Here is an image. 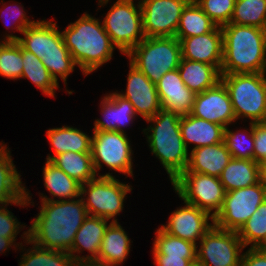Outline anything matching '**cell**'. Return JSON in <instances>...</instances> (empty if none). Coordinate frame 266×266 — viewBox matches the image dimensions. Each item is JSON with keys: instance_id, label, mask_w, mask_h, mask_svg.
Instances as JSON below:
<instances>
[{"instance_id": "32", "label": "cell", "mask_w": 266, "mask_h": 266, "mask_svg": "<svg viewBox=\"0 0 266 266\" xmlns=\"http://www.w3.org/2000/svg\"><path fill=\"white\" fill-rule=\"evenodd\" d=\"M51 162L80 184L87 183L97 176L91 153L68 151L56 156Z\"/></svg>"}, {"instance_id": "9", "label": "cell", "mask_w": 266, "mask_h": 266, "mask_svg": "<svg viewBox=\"0 0 266 266\" xmlns=\"http://www.w3.org/2000/svg\"><path fill=\"white\" fill-rule=\"evenodd\" d=\"M91 143V157L96 175L114 176L110 170L119 172L127 177L133 174V150L128 134L117 131H93ZM109 172L101 174L104 166Z\"/></svg>"}, {"instance_id": "43", "label": "cell", "mask_w": 266, "mask_h": 266, "mask_svg": "<svg viewBox=\"0 0 266 266\" xmlns=\"http://www.w3.org/2000/svg\"><path fill=\"white\" fill-rule=\"evenodd\" d=\"M156 266H192L197 259H185L183 256L153 255Z\"/></svg>"}, {"instance_id": "25", "label": "cell", "mask_w": 266, "mask_h": 266, "mask_svg": "<svg viewBox=\"0 0 266 266\" xmlns=\"http://www.w3.org/2000/svg\"><path fill=\"white\" fill-rule=\"evenodd\" d=\"M9 146L0 142V207L25 196V183L14 165Z\"/></svg>"}, {"instance_id": "39", "label": "cell", "mask_w": 266, "mask_h": 266, "mask_svg": "<svg viewBox=\"0 0 266 266\" xmlns=\"http://www.w3.org/2000/svg\"><path fill=\"white\" fill-rule=\"evenodd\" d=\"M31 195V196H30ZM31 191L25 188V196L18 200L17 202H13L10 204H5L0 207V236L9 238V239H17V235L23 230L26 225L25 223L21 224L14 214L7 209V206H20V207H27L29 205L34 207V200L32 199ZM32 203V204H31ZM24 225V226H23Z\"/></svg>"}, {"instance_id": "29", "label": "cell", "mask_w": 266, "mask_h": 266, "mask_svg": "<svg viewBox=\"0 0 266 266\" xmlns=\"http://www.w3.org/2000/svg\"><path fill=\"white\" fill-rule=\"evenodd\" d=\"M260 164L254 160L232 158L219 179L226 192L259 183Z\"/></svg>"}, {"instance_id": "49", "label": "cell", "mask_w": 266, "mask_h": 266, "mask_svg": "<svg viewBox=\"0 0 266 266\" xmlns=\"http://www.w3.org/2000/svg\"><path fill=\"white\" fill-rule=\"evenodd\" d=\"M266 257V246L256 247Z\"/></svg>"}, {"instance_id": "47", "label": "cell", "mask_w": 266, "mask_h": 266, "mask_svg": "<svg viewBox=\"0 0 266 266\" xmlns=\"http://www.w3.org/2000/svg\"><path fill=\"white\" fill-rule=\"evenodd\" d=\"M259 182L266 190V162L260 163Z\"/></svg>"}, {"instance_id": "30", "label": "cell", "mask_w": 266, "mask_h": 266, "mask_svg": "<svg viewBox=\"0 0 266 266\" xmlns=\"http://www.w3.org/2000/svg\"><path fill=\"white\" fill-rule=\"evenodd\" d=\"M21 238L24 242L19 247L22 250V255L19 261V266H72L73 258L72 256L63 251L50 250L38 247L28 240V229L24 231ZM26 245H32L28 249L25 248Z\"/></svg>"}, {"instance_id": "2", "label": "cell", "mask_w": 266, "mask_h": 266, "mask_svg": "<svg viewBox=\"0 0 266 266\" xmlns=\"http://www.w3.org/2000/svg\"><path fill=\"white\" fill-rule=\"evenodd\" d=\"M23 35V37H22ZM6 41H17L25 50L34 53L41 59L51 76L59 84V78L63 81L66 93L72 95L74 91L67 90L68 76L74 72L75 64L69 50L65 46L64 39L57 22L53 20H36L28 26L21 36L14 33L2 37Z\"/></svg>"}, {"instance_id": "10", "label": "cell", "mask_w": 266, "mask_h": 266, "mask_svg": "<svg viewBox=\"0 0 266 266\" xmlns=\"http://www.w3.org/2000/svg\"><path fill=\"white\" fill-rule=\"evenodd\" d=\"M135 0H116L103 16V28L125 56L144 38L141 5Z\"/></svg>"}, {"instance_id": "17", "label": "cell", "mask_w": 266, "mask_h": 266, "mask_svg": "<svg viewBox=\"0 0 266 266\" xmlns=\"http://www.w3.org/2000/svg\"><path fill=\"white\" fill-rule=\"evenodd\" d=\"M191 115L223 127L235 126L236 118L227 88L222 81L196 94Z\"/></svg>"}, {"instance_id": "22", "label": "cell", "mask_w": 266, "mask_h": 266, "mask_svg": "<svg viewBox=\"0 0 266 266\" xmlns=\"http://www.w3.org/2000/svg\"><path fill=\"white\" fill-rule=\"evenodd\" d=\"M108 221L109 220L103 219L102 217L88 215L78 229L72 248L70 249L69 254L72 256L73 260L98 259L102 239L109 225ZM85 250H87L90 255H80V253L82 254Z\"/></svg>"}, {"instance_id": "11", "label": "cell", "mask_w": 266, "mask_h": 266, "mask_svg": "<svg viewBox=\"0 0 266 266\" xmlns=\"http://www.w3.org/2000/svg\"><path fill=\"white\" fill-rule=\"evenodd\" d=\"M171 185L181 200L213 217L221 210L226 190L218 177L182 172Z\"/></svg>"}, {"instance_id": "3", "label": "cell", "mask_w": 266, "mask_h": 266, "mask_svg": "<svg viewBox=\"0 0 266 266\" xmlns=\"http://www.w3.org/2000/svg\"><path fill=\"white\" fill-rule=\"evenodd\" d=\"M61 33L75 64L85 76L110 62L117 49L100 19L87 12L70 22Z\"/></svg>"}, {"instance_id": "21", "label": "cell", "mask_w": 266, "mask_h": 266, "mask_svg": "<svg viewBox=\"0 0 266 266\" xmlns=\"http://www.w3.org/2000/svg\"><path fill=\"white\" fill-rule=\"evenodd\" d=\"M231 159L232 155L224 142L198 147L190 150L187 169L183 172L201 173L219 178Z\"/></svg>"}, {"instance_id": "51", "label": "cell", "mask_w": 266, "mask_h": 266, "mask_svg": "<svg viewBox=\"0 0 266 266\" xmlns=\"http://www.w3.org/2000/svg\"><path fill=\"white\" fill-rule=\"evenodd\" d=\"M259 246H266V240Z\"/></svg>"}, {"instance_id": "23", "label": "cell", "mask_w": 266, "mask_h": 266, "mask_svg": "<svg viewBox=\"0 0 266 266\" xmlns=\"http://www.w3.org/2000/svg\"><path fill=\"white\" fill-rule=\"evenodd\" d=\"M224 130L225 127L222 125L194 117L191 114L180 118L181 137L188 151L191 145L193 147L190 149L193 150L202 146L222 143Z\"/></svg>"}, {"instance_id": "5", "label": "cell", "mask_w": 266, "mask_h": 266, "mask_svg": "<svg viewBox=\"0 0 266 266\" xmlns=\"http://www.w3.org/2000/svg\"><path fill=\"white\" fill-rule=\"evenodd\" d=\"M180 118L175 112L160 109L145 120L150 124L142 130L151 154L161 162L171 183L187 169L189 162L190 151L181 137Z\"/></svg>"}, {"instance_id": "38", "label": "cell", "mask_w": 266, "mask_h": 266, "mask_svg": "<svg viewBox=\"0 0 266 266\" xmlns=\"http://www.w3.org/2000/svg\"><path fill=\"white\" fill-rule=\"evenodd\" d=\"M23 71L22 46L17 41H7L0 49V76L21 79Z\"/></svg>"}, {"instance_id": "40", "label": "cell", "mask_w": 266, "mask_h": 266, "mask_svg": "<svg viewBox=\"0 0 266 266\" xmlns=\"http://www.w3.org/2000/svg\"><path fill=\"white\" fill-rule=\"evenodd\" d=\"M196 3L217 26L230 23L235 0H198Z\"/></svg>"}, {"instance_id": "18", "label": "cell", "mask_w": 266, "mask_h": 266, "mask_svg": "<svg viewBox=\"0 0 266 266\" xmlns=\"http://www.w3.org/2000/svg\"><path fill=\"white\" fill-rule=\"evenodd\" d=\"M181 57L191 61L202 62L221 70L223 60V34L216 26L211 32L179 40Z\"/></svg>"}, {"instance_id": "20", "label": "cell", "mask_w": 266, "mask_h": 266, "mask_svg": "<svg viewBox=\"0 0 266 266\" xmlns=\"http://www.w3.org/2000/svg\"><path fill=\"white\" fill-rule=\"evenodd\" d=\"M162 109L179 116L191 114L196 94L185 86L178 69L167 72L156 84Z\"/></svg>"}, {"instance_id": "44", "label": "cell", "mask_w": 266, "mask_h": 266, "mask_svg": "<svg viewBox=\"0 0 266 266\" xmlns=\"http://www.w3.org/2000/svg\"><path fill=\"white\" fill-rule=\"evenodd\" d=\"M240 266H266V257L257 248L243 252Z\"/></svg>"}, {"instance_id": "35", "label": "cell", "mask_w": 266, "mask_h": 266, "mask_svg": "<svg viewBox=\"0 0 266 266\" xmlns=\"http://www.w3.org/2000/svg\"><path fill=\"white\" fill-rule=\"evenodd\" d=\"M230 23L266 29V0H235Z\"/></svg>"}, {"instance_id": "45", "label": "cell", "mask_w": 266, "mask_h": 266, "mask_svg": "<svg viewBox=\"0 0 266 266\" xmlns=\"http://www.w3.org/2000/svg\"><path fill=\"white\" fill-rule=\"evenodd\" d=\"M22 241L21 243H16V239H9L3 236H0V253L3 254L5 252H9V249L12 247L14 248L15 252L16 249L18 250L19 247L22 245Z\"/></svg>"}, {"instance_id": "15", "label": "cell", "mask_w": 266, "mask_h": 266, "mask_svg": "<svg viewBox=\"0 0 266 266\" xmlns=\"http://www.w3.org/2000/svg\"><path fill=\"white\" fill-rule=\"evenodd\" d=\"M171 212L161 228L168 234L198 244L200 239L213 227L214 217L208 212L186 202Z\"/></svg>"}, {"instance_id": "28", "label": "cell", "mask_w": 266, "mask_h": 266, "mask_svg": "<svg viewBox=\"0 0 266 266\" xmlns=\"http://www.w3.org/2000/svg\"><path fill=\"white\" fill-rule=\"evenodd\" d=\"M178 72L185 86L195 94L214 87L221 81V72L213 65L181 58Z\"/></svg>"}, {"instance_id": "50", "label": "cell", "mask_w": 266, "mask_h": 266, "mask_svg": "<svg viewBox=\"0 0 266 266\" xmlns=\"http://www.w3.org/2000/svg\"><path fill=\"white\" fill-rule=\"evenodd\" d=\"M1 41H0V49H1V47L7 42L6 40H4V39H0Z\"/></svg>"}, {"instance_id": "8", "label": "cell", "mask_w": 266, "mask_h": 266, "mask_svg": "<svg viewBox=\"0 0 266 266\" xmlns=\"http://www.w3.org/2000/svg\"><path fill=\"white\" fill-rule=\"evenodd\" d=\"M132 188L130 184L121 182L115 176H96L81 184L80 197L89 216L118 222L117 216L123 212L126 195Z\"/></svg>"}, {"instance_id": "36", "label": "cell", "mask_w": 266, "mask_h": 266, "mask_svg": "<svg viewBox=\"0 0 266 266\" xmlns=\"http://www.w3.org/2000/svg\"><path fill=\"white\" fill-rule=\"evenodd\" d=\"M243 130H231L227 126L224 130L223 142L225 143L232 158L253 160L254 138L253 123Z\"/></svg>"}, {"instance_id": "41", "label": "cell", "mask_w": 266, "mask_h": 266, "mask_svg": "<svg viewBox=\"0 0 266 266\" xmlns=\"http://www.w3.org/2000/svg\"><path fill=\"white\" fill-rule=\"evenodd\" d=\"M0 3L2 4V8H0V13H1L0 18L3 19V16H4L3 14H5V16L7 18L9 17L10 20L11 21L13 20V22H14L13 23V22L9 21V24H8V19H7L6 22L8 25L6 26V23L4 25L7 27V29L12 28L11 32L15 33V31H17V32H20V34H21L28 26H31L36 22L35 20H31L26 15L27 13L25 12L24 6H22L21 3H19V2H16V3L14 2L13 4L10 3V5L8 7H7L8 4H6V2H4V0H2ZM2 9L3 10L5 9V12Z\"/></svg>"}, {"instance_id": "4", "label": "cell", "mask_w": 266, "mask_h": 266, "mask_svg": "<svg viewBox=\"0 0 266 266\" xmlns=\"http://www.w3.org/2000/svg\"><path fill=\"white\" fill-rule=\"evenodd\" d=\"M221 30V74L266 73V29L229 23Z\"/></svg>"}, {"instance_id": "24", "label": "cell", "mask_w": 266, "mask_h": 266, "mask_svg": "<svg viewBox=\"0 0 266 266\" xmlns=\"http://www.w3.org/2000/svg\"><path fill=\"white\" fill-rule=\"evenodd\" d=\"M46 135L53 149V154H47V161H52L56 156L68 151L91 153L92 136L80 128L68 125L49 128Z\"/></svg>"}, {"instance_id": "48", "label": "cell", "mask_w": 266, "mask_h": 266, "mask_svg": "<svg viewBox=\"0 0 266 266\" xmlns=\"http://www.w3.org/2000/svg\"><path fill=\"white\" fill-rule=\"evenodd\" d=\"M110 2V0H98V8L104 7Z\"/></svg>"}, {"instance_id": "19", "label": "cell", "mask_w": 266, "mask_h": 266, "mask_svg": "<svg viewBox=\"0 0 266 266\" xmlns=\"http://www.w3.org/2000/svg\"><path fill=\"white\" fill-rule=\"evenodd\" d=\"M99 106L103 119H95L93 131H117L126 134L125 127L137 119L133 105L120 96L117 90L105 94Z\"/></svg>"}, {"instance_id": "31", "label": "cell", "mask_w": 266, "mask_h": 266, "mask_svg": "<svg viewBox=\"0 0 266 266\" xmlns=\"http://www.w3.org/2000/svg\"><path fill=\"white\" fill-rule=\"evenodd\" d=\"M23 71L22 79H29L47 97L55 98L60 85L34 53L22 47Z\"/></svg>"}, {"instance_id": "34", "label": "cell", "mask_w": 266, "mask_h": 266, "mask_svg": "<svg viewBox=\"0 0 266 266\" xmlns=\"http://www.w3.org/2000/svg\"><path fill=\"white\" fill-rule=\"evenodd\" d=\"M154 233L153 255L183 256L185 259H197V244L172 236L161 227H158Z\"/></svg>"}, {"instance_id": "27", "label": "cell", "mask_w": 266, "mask_h": 266, "mask_svg": "<svg viewBox=\"0 0 266 266\" xmlns=\"http://www.w3.org/2000/svg\"><path fill=\"white\" fill-rule=\"evenodd\" d=\"M132 242L119 222H110L102 239L98 260L114 266L124 264Z\"/></svg>"}, {"instance_id": "33", "label": "cell", "mask_w": 266, "mask_h": 266, "mask_svg": "<svg viewBox=\"0 0 266 266\" xmlns=\"http://www.w3.org/2000/svg\"><path fill=\"white\" fill-rule=\"evenodd\" d=\"M216 26L197 3L189 2L183 9L175 37L182 40L203 35L211 32Z\"/></svg>"}, {"instance_id": "6", "label": "cell", "mask_w": 266, "mask_h": 266, "mask_svg": "<svg viewBox=\"0 0 266 266\" xmlns=\"http://www.w3.org/2000/svg\"><path fill=\"white\" fill-rule=\"evenodd\" d=\"M221 81L228 90L236 121L264 122L266 73L221 74Z\"/></svg>"}, {"instance_id": "13", "label": "cell", "mask_w": 266, "mask_h": 266, "mask_svg": "<svg viewBox=\"0 0 266 266\" xmlns=\"http://www.w3.org/2000/svg\"><path fill=\"white\" fill-rule=\"evenodd\" d=\"M265 200L266 190L260 182L226 192L221 210L214 217V225L238 232Z\"/></svg>"}, {"instance_id": "26", "label": "cell", "mask_w": 266, "mask_h": 266, "mask_svg": "<svg viewBox=\"0 0 266 266\" xmlns=\"http://www.w3.org/2000/svg\"><path fill=\"white\" fill-rule=\"evenodd\" d=\"M42 170L44 187L48 190L52 198L44 195V193H39L41 202L68 200L80 197L81 184L74 178L69 177L53 164V162L46 160Z\"/></svg>"}, {"instance_id": "53", "label": "cell", "mask_w": 266, "mask_h": 266, "mask_svg": "<svg viewBox=\"0 0 266 266\" xmlns=\"http://www.w3.org/2000/svg\"><path fill=\"white\" fill-rule=\"evenodd\" d=\"M192 266H201V265H199V264L195 263V264H193Z\"/></svg>"}, {"instance_id": "16", "label": "cell", "mask_w": 266, "mask_h": 266, "mask_svg": "<svg viewBox=\"0 0 266 266\" xmlns=\"http://www.w3.org/2000/svg\"><path fill=\"white\" fill-rule=\"evenodd\" d=\"M126 80L125 91L121 90L117 93L133 105L137 116L147 120L162 109L156 85L130 61Z\"/></svg>"}, {"instance_id": "42", "label": "cell", "mask_w": 266, "mask_h": 266, "mask_svg": "<svg viewBox=\"0 0 266 266\" xmlns=\"http://www.w3.org/2000/svg\"><path fill=\"white\" fill-rule=\"evenodd\" d=\"M254 152L253 160L257 163L266 162V124L253 123Z\"/></svg>"}, {"instance_id": "7", "label": "cell", "mask_w": 266, "mask_h": 266, "mask_svg": "<svg viewBox=\"0 0 266 266\" xmlns=\"http://www.w3.org/2000/svg\"><path fill=\"white\" fill-rule=\"evenodd\" d=\"M126 57L156 85L167 72L178 69L181 45L176 37H145Z\"/></svg>"}, {"instance_id": "12", "label": "cell", "mask_w": 266, "mask_h": 266, "mask_svg": "<svg viewBox=\"0 0 266 266\" xmlns=\"http://www.w3.org/2000/svg\"><path fill=\"white\" fill-rule=\"evenodd\" d=\"M244 249L238 232L213 225L197 244L196 263L201 266H240Z\"/></svg>"}, {"instance_id": "52", "label": "cell", "mask_w": 266, "mask_h": 266, "mask_svg": "<svg viewBox=\"0 0 266 266\" xmlns=\"http://www.w3.org/2000/svg\"><path fill=\"white\" fill-rule=\"evenodd\" d=\"M188 2H197L198 0H187Z\"/></svg>"}, {"instance_id": "46", "label": "cell", "mask_w": 266, "mask_h": 266, "mask_svg": "<svg viewBox=\"0 0 266 266\" xmlns=\"http://www.w3.org/2000/svg\"><path fill=\"white\" fill-rule=\"evenodd\" d=\"M72 266H114L98 259L73 260Z\"/></svg>"}, {"instance_id": "14", "label": "cell", "mask_w": 266, "mask_h": 266, "mask_svg": "<svg viewBox=\"0 0 266 266\" xmlns=\"http://www.w3.org/2000/svg\"><path fill=\"white\" fill-rule=\"evenodd\" d=\"M145 37H175L187 0H139Z\"/></svg>"}, {"instance_id": "37", "label": "cell", "mask_w": 266, "mask_h": 266, "mask_svg": "<svg viewBox=\"0 0 266 266\" xmlns=\"http://www.w3.org/2000/svg\"><path fill=\"white\" fill-rule=\"evenodd\" d=\"M244 247L256 248L266 240V200L238 231Z\"/></svg>"}, {"instance_id": "1", "label": "cell", "mask_w": 266, "mask_h": 266, "mask_svg": "<svg viewBox=\"0 0 266 266\" xmlns=\"http://www.w3.org/2000/svg\"><path fill=\"white\" fill-rule=\"evenodd\" d=\"M39 208L28 228V240L44 249L69 253L78 229L88 217L82 198L42 201Z\"/></svg>"}]
</instances>
